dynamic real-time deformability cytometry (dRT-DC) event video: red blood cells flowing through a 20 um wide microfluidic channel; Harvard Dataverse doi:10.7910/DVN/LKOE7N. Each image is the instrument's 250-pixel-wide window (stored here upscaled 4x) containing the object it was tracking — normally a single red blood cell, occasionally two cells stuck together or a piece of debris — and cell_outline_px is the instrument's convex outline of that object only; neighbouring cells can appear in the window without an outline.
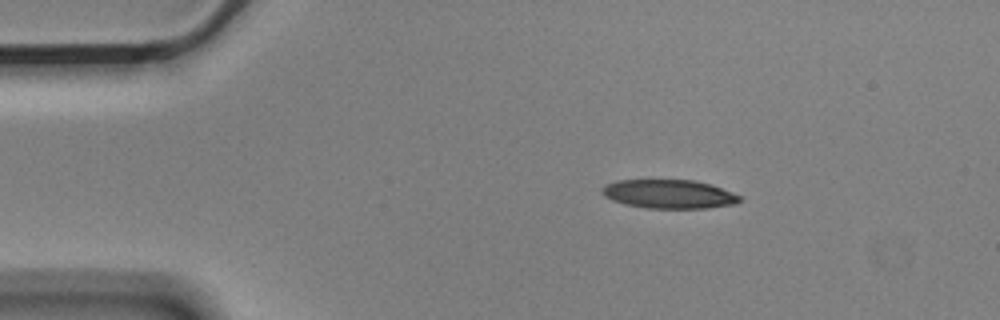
{"species": "Egyptian fruit bat (a non-hibernating species)", "species_latin": "Rousettus aegyptiacus", "temperature_condition": "cold", "stored_images_in_passage": 9, "camera_frame_rate_fps": 3000, "um_per_image_px": 0.085, "animal": {"sex": "male"}, "frame": {"image": 1, "passage_image": 1, "time_ms": 0.0, "image_size_px": [1000, 320], "cell_outline_px": [[740, 200], [736, 204], [708, 208], [644, 208], [624, 204], [612, 200], [604, 196], [600, 192], [600, 188], [604, 184], [616, 180], [696, 180], [712, 184], [732, 192], [740, 196]], "centroid_in_image_um": [56.83, 16.49], "position_along_channel_um": 28.2, "area_um2": 23.41}}
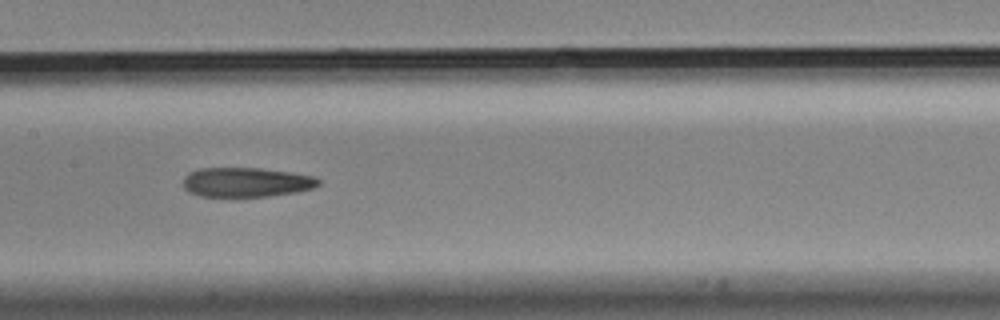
{"frame": {"image": 2, "passage_image": 6, "time_ms": 1.667, "image_size_px": [1000, 320], "cell_outline_px": [[320, 184], [312, 188], [296, 192], [268, 196], [200, 196], [188, 192], [184, 188], [184, 176], [188, 172], [200, 168], [260, 168], [288, 172], [312, 176], [320, 180]], "centroid_in_image_um": [20.89, 15.48], "position_along_channel_um": 186.5, "area_um2": 23.12}}
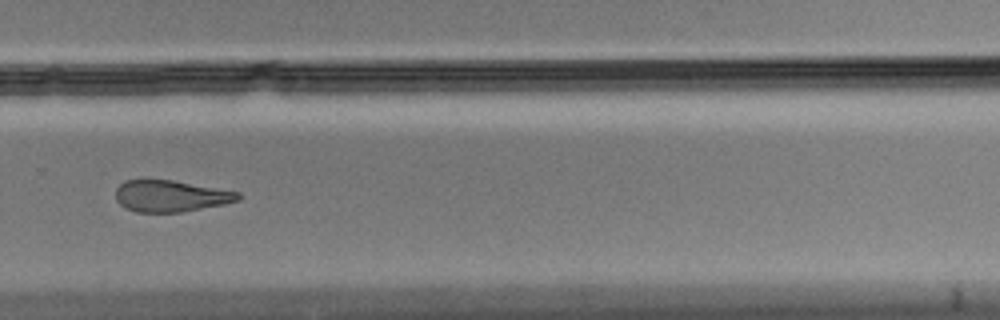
{"frame": {"image": 3, "passage_image": 9, "time_ms": 2.667, "image_size_px": [1000, 320], "cell_outline_px": [[244, 196], [240, 200], [224, 204], [180, 212], [136, 212], [124, 208], [116, 200], [116, 188], [124, 180], [172, 180], [240, 192]], "centroid_in_image_um": [14.52, 16.66], "position_along_channel_um": 315.3, "area_um2": 22.54}}